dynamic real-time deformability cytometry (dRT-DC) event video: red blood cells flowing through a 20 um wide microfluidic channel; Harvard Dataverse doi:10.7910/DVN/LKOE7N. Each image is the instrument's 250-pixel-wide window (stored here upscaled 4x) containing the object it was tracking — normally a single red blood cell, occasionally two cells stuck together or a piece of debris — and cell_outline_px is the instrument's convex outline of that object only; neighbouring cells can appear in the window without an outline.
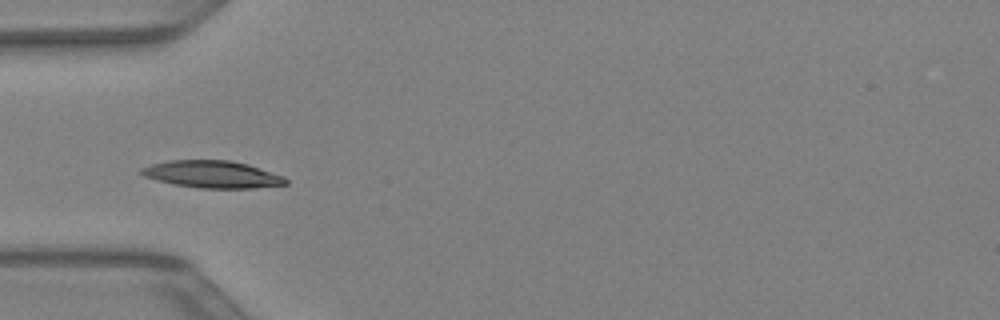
{"species": "Egyptian fruit bat (a non-hibernating species)", "species_latin": "Rousettus aegyptiacus", "temperature_condition": "warm", "stored_images_in_passage": 16, "camera_frame_rate_fps": 3000, "um_per_image_px": 0.085, "animal": {"sex": "female"}, "frame": {"image": 1, "passage_image": 3, "time_ms": 0.667, "image_size_px": [1000, 320], "cell_outline_px": [[288, 184], [252, 188], [200, 188], [176, 184], [156, 180], [144, 176], [136, 172], [140, 168], [152, 164], [168, 160], [228, 160], [248, 164], [284, 176], [288, 180]], "centroid_in_image_um": [18.03, 14.81], "position_along_channel_um": 67.0, "area_um2": 22.89}}